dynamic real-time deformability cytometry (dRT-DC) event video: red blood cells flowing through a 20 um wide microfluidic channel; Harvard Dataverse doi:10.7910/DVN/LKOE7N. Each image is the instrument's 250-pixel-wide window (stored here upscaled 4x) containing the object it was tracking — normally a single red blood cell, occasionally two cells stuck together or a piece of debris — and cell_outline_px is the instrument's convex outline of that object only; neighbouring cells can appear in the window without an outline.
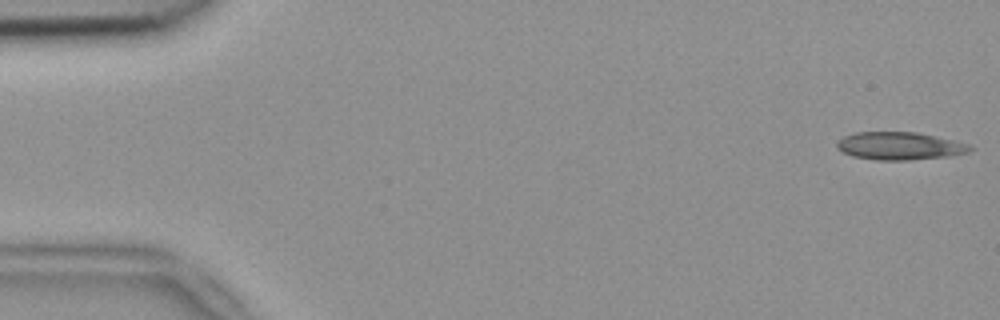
{"species": "common noctule bat (a hibernating species)", "species_latin": "Nyctalus noctula", "temperature_condition": "room temperature", "stored_images_in_passage": 52, "camera_frame_rate_fps": 3000, "um_per_image_px": 0.085, "animal": {"sex": "female", "body_mass_g": 18.4}, "frame": {"image": 1, "passage_image": 1, "time_ms": 0.0, "image_size_px": [1000, 320], "cell_outline_px": [[976, 148], [968, 152], [948, 156], [908, 160], [876, 160], [852, 156], [836, 148], [836, 140], [844, 136], [856, 132], [916, 132], [956, 140], [972, 144]], "centroid_in_image_um": [76.5, 12.4], "position_along_channel_um": 8.5, "area_um2": 21.79}}
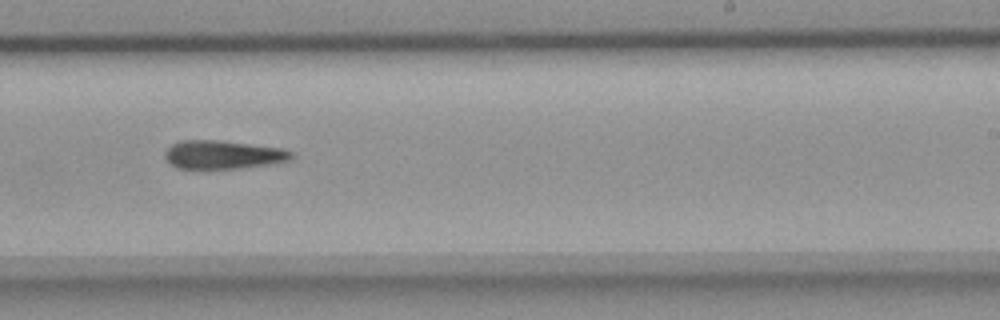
{"frame": {"image": 2, "passage_image": 32, "time_ms": 10.333, "image_size_px": [1000, 320], "cell_outline_px": [[292, 156], [288, 160], [264, 164], [236, 168], [176, 168], [164, 156], [164, 152], [172, 144], [180, 140], [220, 140], [284, 148], [292, 152]], "centroid_in_image_um": [18.91, 13.12], "position_along_channel_um": 270.1, "area_um2": 20.63}}
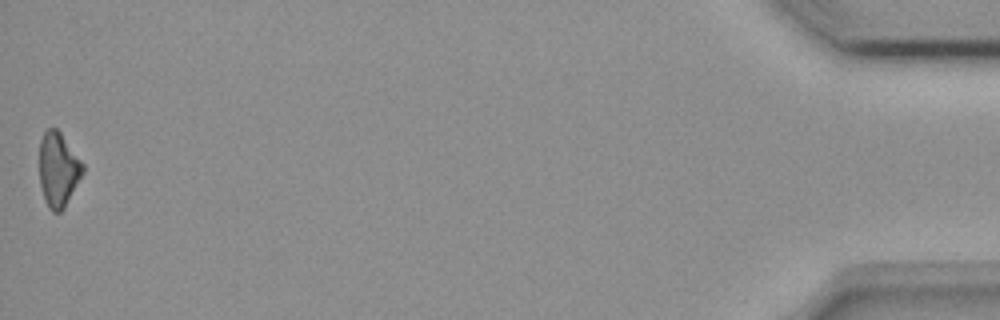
{"frame": {"image": 3, "passage_image": 52, "time_ms": 17.0, "image_size_px": [1000, 320], "cell_outline_px": [[84, 172], [64, 208], [60, 212], [52, 212], [48, 208], [44, 200], [40, 184], [40, 140], [44, 132], [48, 128], [56, 128], [60, 132], [84, 164]], "centroid_in_image_um": [4.95, 14.43], "position_along_channel_um": 430.2, "area_um2": 18.79}}